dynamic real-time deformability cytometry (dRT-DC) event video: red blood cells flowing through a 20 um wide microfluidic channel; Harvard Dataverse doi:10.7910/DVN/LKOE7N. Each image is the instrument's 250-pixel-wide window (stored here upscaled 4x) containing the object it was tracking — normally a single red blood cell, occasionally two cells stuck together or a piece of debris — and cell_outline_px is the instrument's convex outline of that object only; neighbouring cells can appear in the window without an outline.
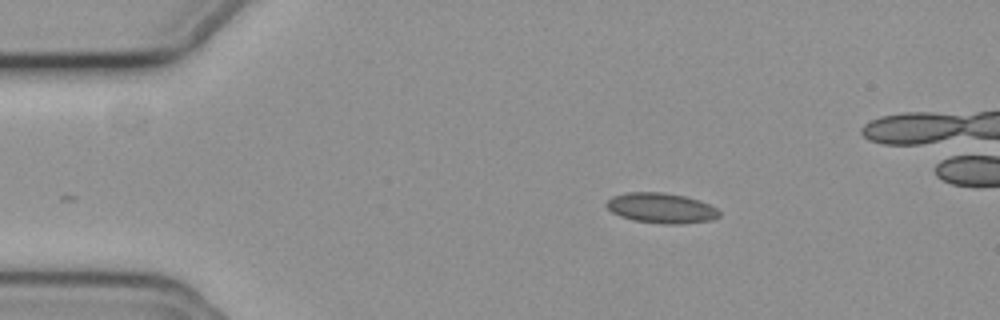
{"species": "common noctule bat (a hibernating species)", "species_latin": "Nyctalus noctula", "temperature_condition": "cold", "stored_images_in_passage": 42, "camera_frame_rate_fps": 3000, "um_per_image_px": 0.085, "animal": {"sex": "female", "body_mass_g": 19.3, "forearm_length_mm": 54.1}, "frame": {"image": 1, "passage_image": 1, "time_ms": 0.0, "image_size_px": [1000, 320], "cell_outline_px": [[720, 216], [712, 220], [680, 224], [660, 224], [632, 220], [620, 216], [612, 212], [604, 204], [612, 196], [628, 192], [660, 192], [684, 196], [700, 200], [716, 208], [720, 212]], "centroid_in_image_um": [56.2, 17.69], "position_along_channel_um": 28.8, "area_um2": 19.94}}
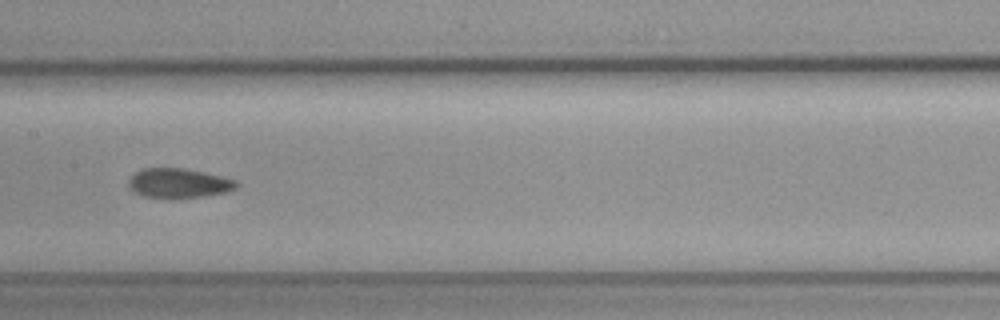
{"frame": {"image": 2, "passage_image": 19, "time_ms": 6.0, "image_size_px": [1000, 320], "cell_outline_px": [[240, 184], [236, 188], [224, 192], [204, 196], [172, 200], [144, 196], [132, 192], [128, 188], [128, 180], [140, 168], [184, 168], [204, 172], [236, 180]], "centroid_in_image_um": [15.14, 15.59], "position_along_channel_um": 192.3, "area_um2": 19.02}}
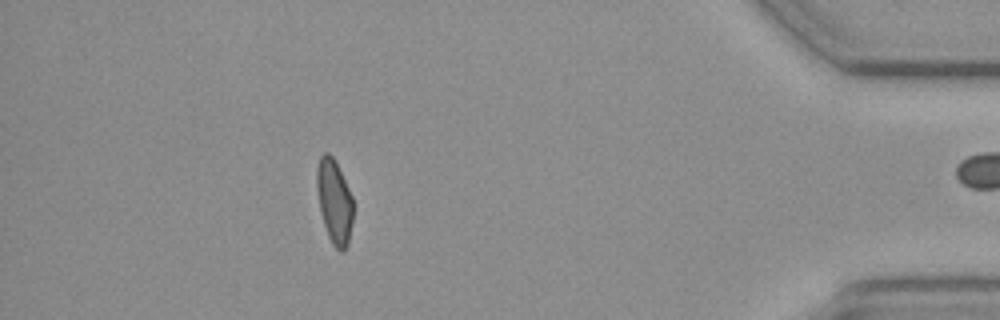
{"frame": {"image": 3, "passage_image": 41, "time_ms": 13.333, "image_size_px": [1000, 320], "cell_outline_px": [[352, 224], [348, 244], [344, 252], [340, 252], [332, 244], [328, 236], [320, 212], [316, 188], [316, 168], [320, 156], [324, 152], [328, 152], [336, 160], [352, 196]], "centroid_in_image_um": [28.4, 17.11], "position_along_channel_um": 406.8, "area_um2": 18.09}, "authors_computed_cell_mechanics": {"area_um2": 18.5538, "velocity_mm_per_s": 3.6851, "shape_relaxation_time_tau1_ms": null, "shape_relaxation_time_tau2_ms": 3.9865, "deformation_change_tau1": null, "deformation_change_tau2": 0.074}}